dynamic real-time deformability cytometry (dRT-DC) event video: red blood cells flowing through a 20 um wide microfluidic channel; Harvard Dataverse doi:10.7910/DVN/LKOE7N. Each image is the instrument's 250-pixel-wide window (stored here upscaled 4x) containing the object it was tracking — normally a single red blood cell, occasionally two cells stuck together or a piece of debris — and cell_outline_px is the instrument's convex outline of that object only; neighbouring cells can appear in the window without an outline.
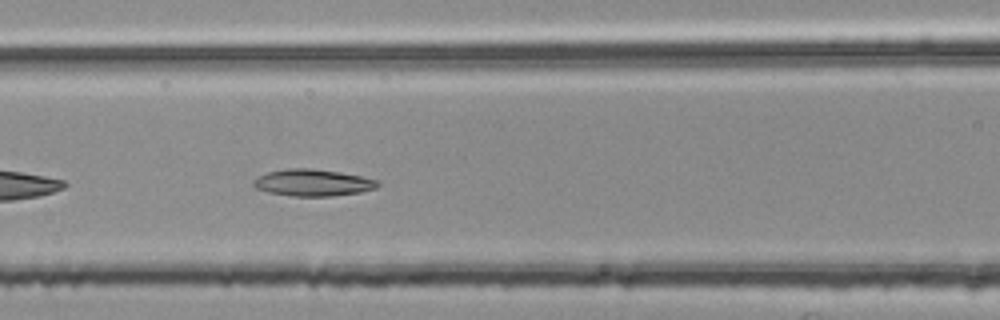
{"species": "common noctule bat (a hibernating species)", "species_latin": "Nyctalus noctula", "temperature_condition": "room temperature", "stored_images_in_passage": 33, "camera_frame_rate_fps": 3000, "um_per_image_px": 0.085, "animal": {"sex": "female", "body_mass_g": 25.1}, "frame": {"image": 1, "passage_image": 8, "time_ms": 2.333, "image_size_px": [1000, 320], "cell_outline_px": [[380, 184], [376, 188], [360, 192], [332, 196], [292, 196], [268, 192], [256, 188], [252, 184], [252, 180], [268, 172], [288, 168], [312, 168], [340, 172], [380, 180]], "centroid_in_image_um": [26.6, 15.52], "position_along_channel_um": 140.0, "area_um2": 19.42}}
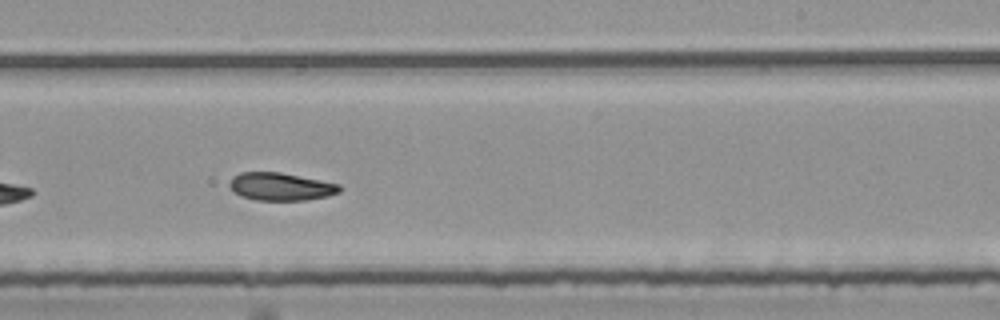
{"frame": {"image": 2, "passage_image": 18, "time_ms": 5.667, "image_size_px": [1000, 320], "cell_outline_px": [[340, 192], [328, 196], [304, 200], [256, 200], [240, 196], [228, 184], [232, 176], [240, 172], [280, 172], [340, 184]], "centroid_in_image_um": [23.85, 15.86], "position_along_channel_um": 265.2, "area_um2": 17.74}}
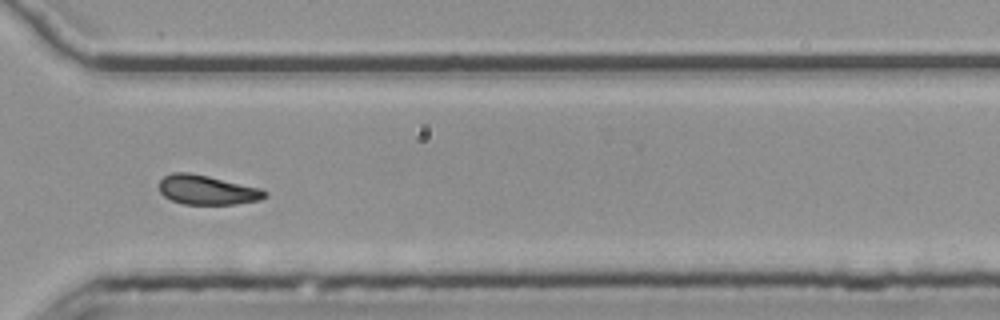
{"frame": {"image": 3, "passage_image": 25, "time_ms": 8.0, "image_size_px": [1000, 320], "cell_outline_px": [[268, 196], [260, 200], [236, 204], [184, 204], [172, 200], [164, 196], [160, 192], [160, 180], [164, 176], [172, 172], [188, 172], [208, 176], [260, 188], [268, 192]], "centroid_in_image_um": [17.62, 16.14], "position_along_channel_um": 353.0, "area_um2": 18.09}}